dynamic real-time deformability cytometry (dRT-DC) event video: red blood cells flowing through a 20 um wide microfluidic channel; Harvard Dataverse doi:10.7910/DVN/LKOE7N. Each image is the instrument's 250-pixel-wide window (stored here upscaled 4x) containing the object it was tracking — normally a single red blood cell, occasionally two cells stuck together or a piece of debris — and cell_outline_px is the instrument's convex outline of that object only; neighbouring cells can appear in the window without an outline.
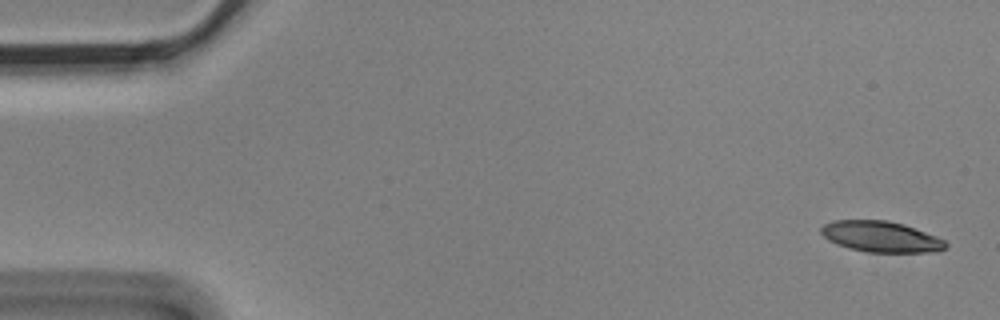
{"species": "Egyptian fruit bat (a non-hibernating species)", "species_latin": "Rousettus aegyptiacus", "temperature_condition": "cold", "stored_images_in_passage": 6, "camera_frame_rate_fps": 3000, "um_per_image_px": 0.085, "animal": {"sex": "male"}, "frame": {"image": 1, "passage_image": 1, "time_ms": 0.0, "image_size_px": [1000, 320], "cell_outline_px": [[948, 248], [936, 252], [868, 252], [848, 248], [836, 244], [828, 240], [820, 232], [820, 228], [824, 224], [832, 220], [888, 220], [904, 224], [936, 236], [944, 240], [948, 244]], "centroid_in_image_um": [74.88, 20.12], "position_along_channel_um": 10.1, "area_um2": 22.6}}